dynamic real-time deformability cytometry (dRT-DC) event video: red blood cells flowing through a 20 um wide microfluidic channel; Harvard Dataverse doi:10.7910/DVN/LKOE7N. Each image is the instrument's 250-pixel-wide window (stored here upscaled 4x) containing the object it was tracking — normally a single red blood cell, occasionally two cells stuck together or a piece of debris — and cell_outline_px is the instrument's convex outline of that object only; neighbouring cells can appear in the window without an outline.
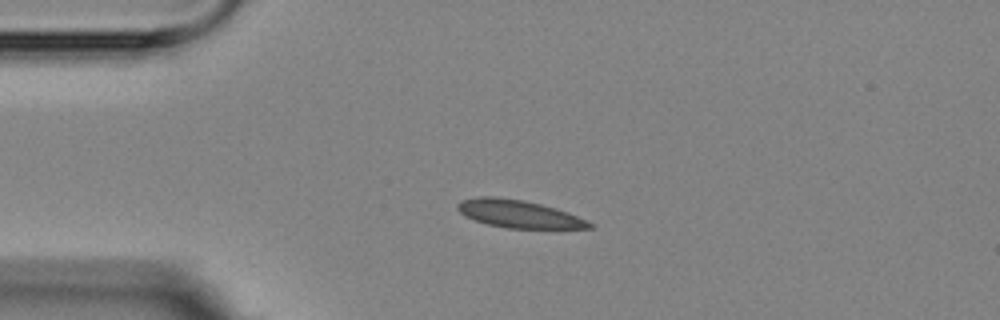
{"species": "Egyptian fruit bat (a non-hibernating species)", "species_latin": "Rousettus aegyptiacus", "temperature_condition": "room temperature", "stored_images_in_passage": 3, "camera_frame_rate_fps": 3000, "um_per_image_px": 0.085, "animal": {"sex": "female"}, "frame": {"image": 1, "passage_image": 2, "time_ms": 1.333, "image_size_px": [1000, 320], "cell_outline_px": [[596, 228], [504, 228], [488, 224], [464, 216], [456, 208], [456, 204], [460, 200], [476, 196], [496, 196], [524, 200], [556, 208], [568, 212], [596, 224]], "centroid_in_image_um": [44.08, 18.17], "position_along_channel_um": 40.9, "area_um2": 21.5}}